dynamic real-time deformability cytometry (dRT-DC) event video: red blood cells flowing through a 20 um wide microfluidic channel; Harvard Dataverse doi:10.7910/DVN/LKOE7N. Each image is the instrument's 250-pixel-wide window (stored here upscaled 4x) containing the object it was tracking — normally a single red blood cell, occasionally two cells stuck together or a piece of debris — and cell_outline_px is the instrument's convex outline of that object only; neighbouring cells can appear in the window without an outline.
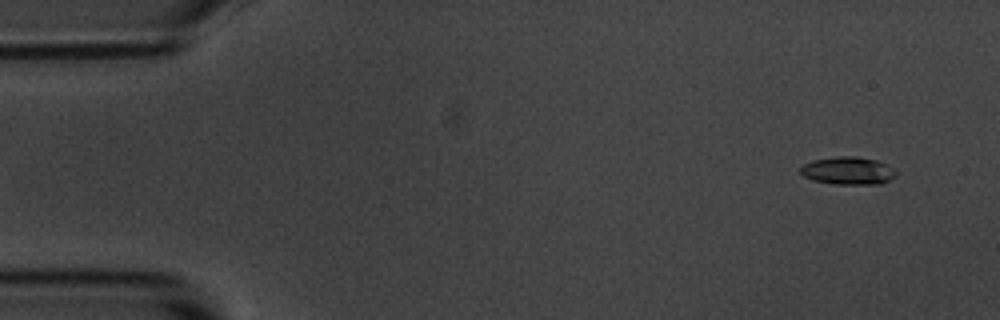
{"species": "common noctule bat (a hibernating species)", "species_latin": "Nyctalus noctula", "temperature_condition": "room temperature", "stored_images_in_passage": 5, "camera_frame_rate_fps": 3000, "um_per_image_px": 0.085, "animal": {"sex": "male", "body_mass_g": 20.1, "forearm_length_mm": 53.5}, "frame": {"image": 1, "passage_image": 1, "time_ms": 0.0, "image_size_px": [1000, 320], "cell_outline_px": [[896, 176], [880, 184], [836, 184], [812, 180], [804, 176], [800, 172], [800, 168], [804, 164], [812, 160], [836, 156], [856, 156], [876, 160], [892, 168], [896, 172]], "centroid_in_image_um": [72.05, 14.51], "position_along_channel_um": 12.9, "area_um2": 15.37}}
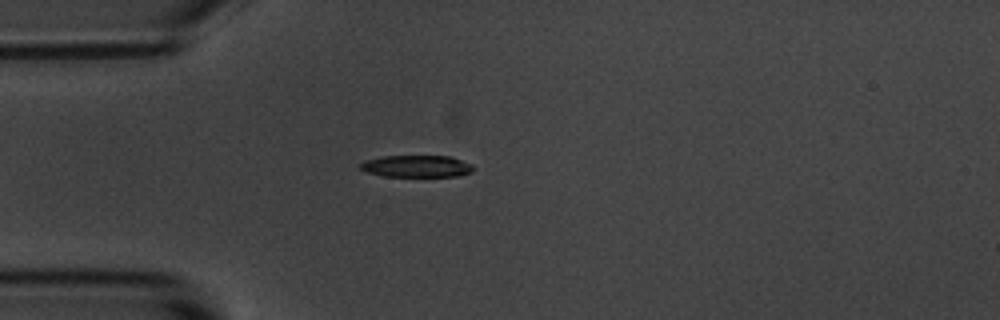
{"frame": {"image": 2, "passage_image": 4, "time_ms": 3.667, "image_size_px": [1000, 320], "cell_outline_px": [[472, 172], [456, 176], [384, 176], [368, 172], [360, 168], [356, 164], [364, 160], [380, 156], [448, 156], [472, 164]], "centroid_in_image_um": [35.34, 14.12], "position_along_channel_um": 49.7, "area_um2": 14.39}}